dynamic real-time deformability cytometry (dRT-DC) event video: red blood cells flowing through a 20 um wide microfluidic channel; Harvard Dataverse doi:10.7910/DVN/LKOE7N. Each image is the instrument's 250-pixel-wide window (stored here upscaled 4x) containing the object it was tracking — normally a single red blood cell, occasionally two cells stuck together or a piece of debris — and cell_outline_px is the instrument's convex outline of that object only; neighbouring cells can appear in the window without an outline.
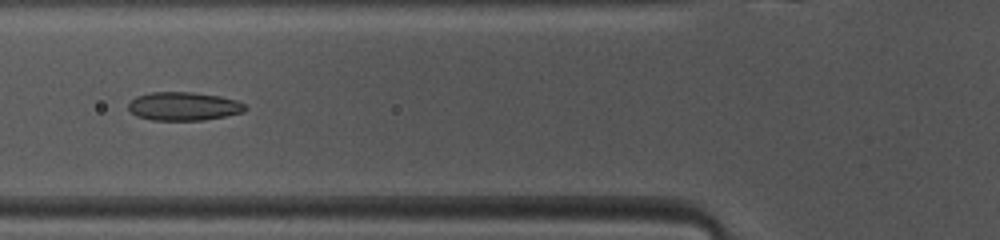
{"species": "common noctule bat (a hibernating species)", "species_latin": "Nyctalus noctula", "temperature_condition": "warm", "stored_images_in_passage": 47, "camera_frame_rate_fps": 3000, "um_per_image_px": 0.085, "animal": {"sex": "female", "body_mass_g": 10.0, "forearm_length_mm": 53.1}, "frame": {"image": 1, "passage_image": 16, "time_ms": 5.0, "image_size_px": [1000, 240], "cell_outline_px": [[248, 108], [244, 112], [204, 120], [152, 120], [136, 116], [128, 108], [128, 104], [136, 96], [152, 92], [192, 92], [220, 96], [236, 100], [244, 104]], "centroid_in_image_um": [15.61, 9.03], "position_along_channel_um": 110.2, "area_um2": 19.36}}
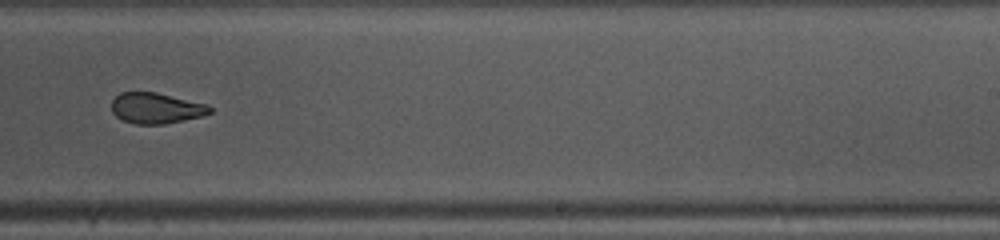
{"frame": {"image": 2, "passage_image": 28, "time_ms": 9.0, "image_size_px": [1000, 240], "cell_outline_px": [[212, 112], [200, 116], [164, 124], [136, 124], [124, 120], [116, 116], [112, 112], [112, 100], [120, 92], [156, 92], [208, 104], [212, 108]], "centroid_in_image_um": [13.26, 9.18], "position_along_channel_um": 275.7, "area_um2": 17.51}}
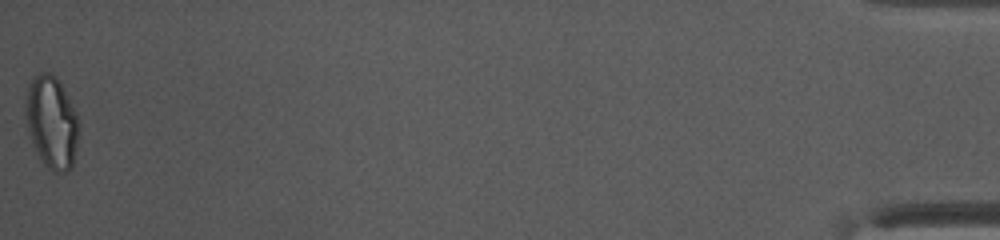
{"frame": {"image": 3, "passage_image": 47, "time_ms": 15.333, "image_size_px": [1000, 240], "cell_outline_px": [[80, 128], [72, 168], [64, 172], [52, 172], [40, 160], [32, 144], [24, 112], [24, 108], [28, 88], [32, 80], [40, 72], [48, 72], [56, 76], [76, 112], [80, 124]], "centroid_in_image_um": [4.4, 10.42], "position_along_channel_um": 430.8, "area_um2": 28.78}, "authors_computed_cell_mechanics": {"area_um2": 19.8832, "velocity_mm_per_s": 4.1431, "shape_relaxation_time_tau1_ms": 8.047, "shape_relaxation_time_tau2_ms": 1.8419, "deformation_change_tau1": 0.1895, "deformation_change_tau2": 0.0714}}